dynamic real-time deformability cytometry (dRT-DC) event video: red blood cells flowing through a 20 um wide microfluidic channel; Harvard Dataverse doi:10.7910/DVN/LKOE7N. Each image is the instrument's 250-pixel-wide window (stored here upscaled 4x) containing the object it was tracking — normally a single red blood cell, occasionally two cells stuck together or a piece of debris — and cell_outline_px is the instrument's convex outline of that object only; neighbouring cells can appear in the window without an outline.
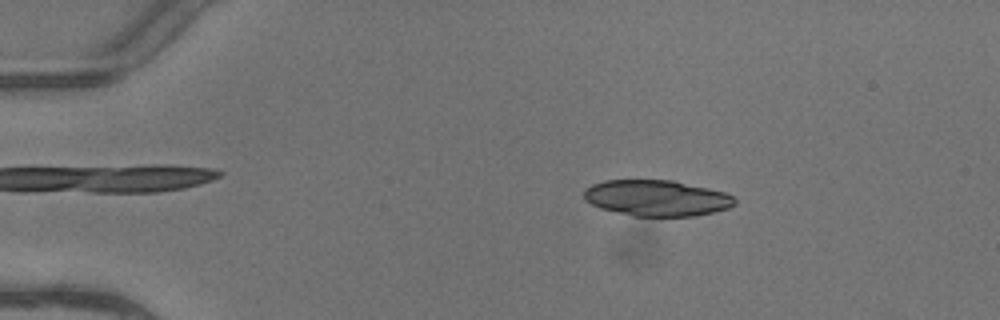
{"species": "common noctule bat (a hibernating species)", "species_latin": "Nyctalus noctula", "temperature_condition": "warm", "stored_images_in_passage": 3, "camera_frame_rate_fps": 3000, "um_per_image_px": 0.085, "animal": {"sex": "female"}, "frame": {"image": 1, "passage_image": 1, "time_ms": 0.0, "image_size_px": [1000, 320], "cell_outline_px": [[736, 204], [728, 208], [712, 212], [692, 216], [636, 216], [600, 208], [584, 200], [584, 188], [592, 184], [604, 180], [672, 180], [708, 188], [724, 192], [732, 196], [736, 200]], "centroid_in_image_um": [55.8, 16.82], "position_along_channel_um": 29.2, "area_um2": 31.5}}